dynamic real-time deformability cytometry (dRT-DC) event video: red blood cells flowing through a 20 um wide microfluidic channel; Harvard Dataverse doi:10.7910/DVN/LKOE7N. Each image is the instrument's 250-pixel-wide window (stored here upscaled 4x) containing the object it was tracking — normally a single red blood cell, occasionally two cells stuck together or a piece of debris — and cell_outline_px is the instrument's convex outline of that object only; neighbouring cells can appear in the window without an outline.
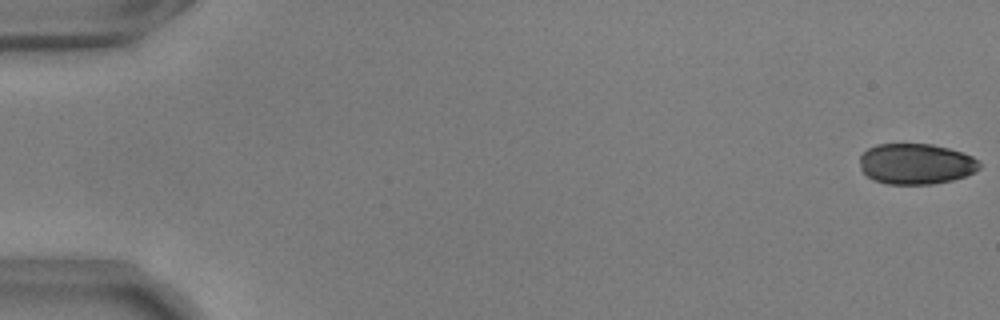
{"species": "common noctule bat (a hibernating species)", "species_latin": "Nyctalus noctula", "temperature_condition": "warm", "stored_images_in_passage": 56, "camera_frame_rate_fps": 3000, "um_per_image_px": 0.085, "animal": {"sex": "male", "body_mass_g": 17.9, "forearm_length_mm": 54.2}, "frame": {"image": 1, "passage_image": 1, "time_ms": 0.0, "image_size_px": [1000, 320], "cell_outline_px": [[980, 168], [976, 172], [952, 180], [932, 184], [888, 184], [872, 180], [860, 168], [860, 156], [868, 148], [876, 144], [932, 144], [948, 148], [972, 156], [980, 160]], "centroid_in_image_um": [77.86, 13.93], "position_along_channel_um": 7.1, "area_um2": 28.5}}
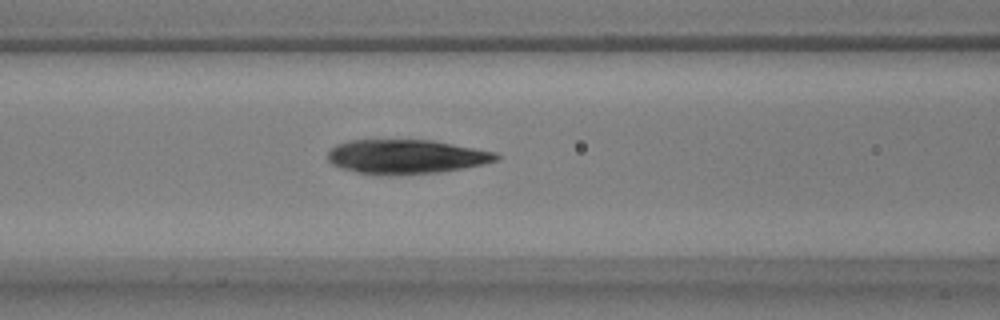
{"frame": {"image": 2, "passage_image": 24, "time_ms": 7.667, "image_size_px": [1000, 320], "cell_outline_px": [[500, 156], [496, 160], [464, 168], [440, 172], [356, 172], [340, 168], [332, 164], [328, 160], [328, 152], [336, 144], [348, 140], [432, 140], [496, 152]], "centroid_in_image_um": [34.51, 13.27], "position_along_channel_um": 132.1, "area_um2": 32.48}}
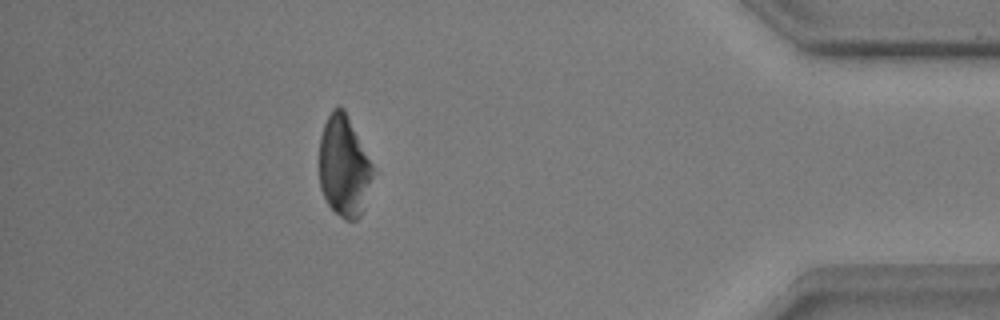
{"frame": {"image": 3, "passage_image": 50, "time_ms": 16.333, "image_size_px": [1000, 320], "cell_outline_px": [[372, 176], [360, 216], [356, 220], [344, 220], [324, 200], [320, 188], [320, 136], [324, 124], [332, 108], [344, 108], [372, 164]], "centroid_in_image_um": [29.2, 14.13], "position_along_channel_um": 406.0, "area_um2": 30.98}}